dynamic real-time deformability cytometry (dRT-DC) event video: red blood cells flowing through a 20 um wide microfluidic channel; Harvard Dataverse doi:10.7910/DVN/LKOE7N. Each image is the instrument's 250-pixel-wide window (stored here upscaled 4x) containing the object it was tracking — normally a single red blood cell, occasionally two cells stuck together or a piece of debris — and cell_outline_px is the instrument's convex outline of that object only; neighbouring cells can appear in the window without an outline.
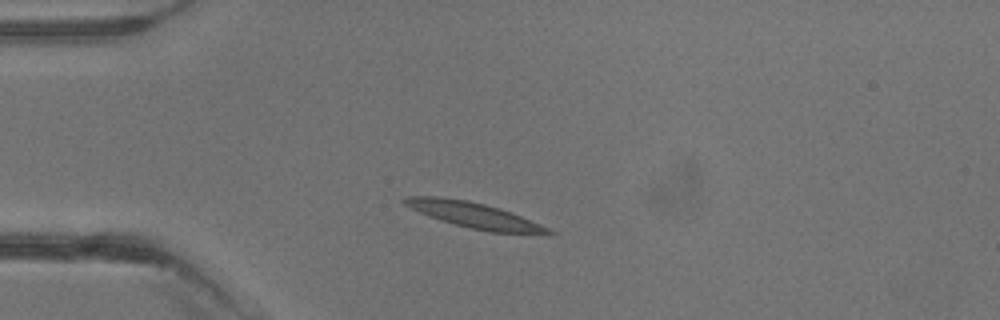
{"species": "common noctule bat (a hibernating species)", "species_latin": "Nyctalus noctula", "temperature_condition": "warm", "stored_images_in_passage": 1, "camera_frame_rate_fps": 3000, "um_per_image_px": 0.085, "animal": {"sex": "male", "body_mass_g": 13.3}, "frame": {"image": 1, "passage_image": 1, "time_ms": 0.0, "image_size_px": [1000, 320], "cell_outline_px": [[556, 232], [552, 236], [548, 236], [492, 232], [472, 228], [456, 224], [428, 216], [404, 204], [400, 200], [408, 196], [440, 196], [468, 200], [500, 208], [540, 224]], "centroid_in_image_um": [40.41, 18.31], "position_along_channel_um": 44.6, "area_um2": 21.62}}